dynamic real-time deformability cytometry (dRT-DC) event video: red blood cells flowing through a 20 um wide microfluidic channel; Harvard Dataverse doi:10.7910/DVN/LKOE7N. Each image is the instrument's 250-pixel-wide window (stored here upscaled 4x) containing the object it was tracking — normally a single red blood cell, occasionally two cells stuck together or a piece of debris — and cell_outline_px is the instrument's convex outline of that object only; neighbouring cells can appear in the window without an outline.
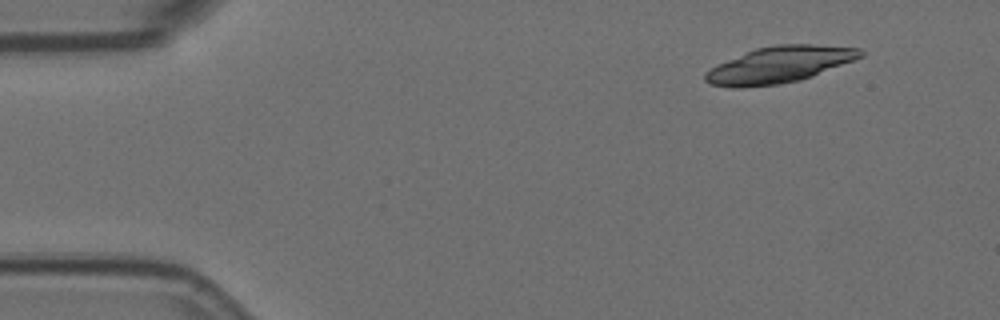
{"species": "Egyptian fruit bat (a non-hibernating species)", "species_latin": "Rousettus aegyptiacus", "temperature_condition": "room temperature", "stored_images_in_passage": 40, "camera_frame_rate_fps": 3000, "um_per_image_px": 0.085, "animal": {"sex": "female"}, "frame": {"image": 1, "passage_image": 1, "time_ms": 0.0, "image_size_px": [1000, 320], "cell_outline_px": [[864, 56], [812, 76], [800, 80], [780, 84], [740, 88], [732, 88], [708, 84], [704, 80], [704, 72], [728, 60], [756, 48], [776, 44], [816, 44], [860, 48], [864, 52]], "centroid_in_image_um": [66.25, 5.5], "position_along_channel_um": 18.7, "area_um2": 32.83}}